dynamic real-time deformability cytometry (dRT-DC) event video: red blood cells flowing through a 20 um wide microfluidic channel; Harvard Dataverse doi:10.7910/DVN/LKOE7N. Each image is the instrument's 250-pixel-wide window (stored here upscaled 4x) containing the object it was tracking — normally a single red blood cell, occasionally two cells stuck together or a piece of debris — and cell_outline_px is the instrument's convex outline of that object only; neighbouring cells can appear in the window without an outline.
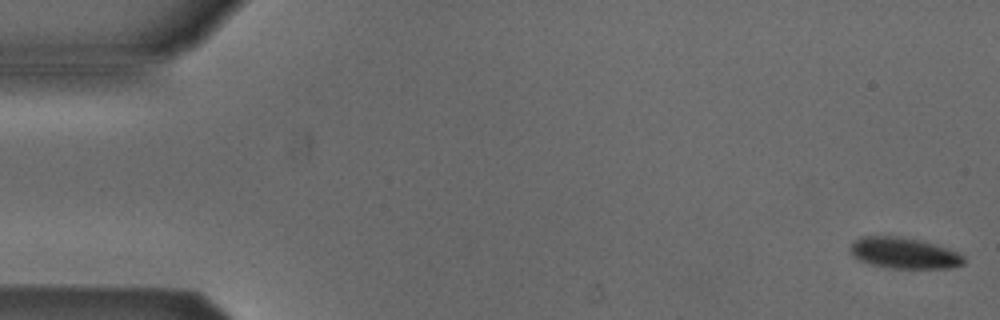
{"species": "Egyptian fruit bat (a non-hibernating species)", "species_latin": "Rousettus aegyptiacus", "temperature_condition": "cold", "stored_images_in_passage": 4, "camera_frame_rate_fps": 3000, "um_per_image_px": 0.085, "animal": {"sex": "male"}, "frame": {"image": 1, "passage_image": 1, "time_ms": 0.0, "image_size_px": [1000, 320], "cell_outline_px": [[964, 264], [952, 268], [892, 268], [872, 264], [860, 260], [852, 256], [848, 248], [860, 236], [900, 236], [920, 240], [956, 252], [964, 256]], "centroid_in_image_um": [76.81, 21.51], "position_along_channel_um": 8.2, "area_um2": 20.35}}
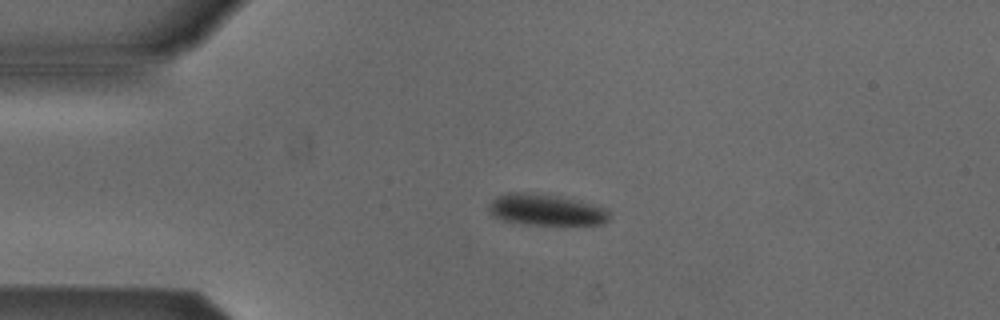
{"frame": {"image": 2, "passage_image": 4, "time_ms": 3.667, "image_size_px": [1000, 320], "cell_outline_px": [[608, 220], [600, 224], [524, 224], [500, 220], [492, 216], [488, 212], [488, 204], [496, 196], [504, 192], [532, 192], [556, 196], [592, 204], [608, 208]], "centroid_in_image_um": [46.31, 17.82], "position_along_channel_um": 38.7, "area_um2": 22.02}}